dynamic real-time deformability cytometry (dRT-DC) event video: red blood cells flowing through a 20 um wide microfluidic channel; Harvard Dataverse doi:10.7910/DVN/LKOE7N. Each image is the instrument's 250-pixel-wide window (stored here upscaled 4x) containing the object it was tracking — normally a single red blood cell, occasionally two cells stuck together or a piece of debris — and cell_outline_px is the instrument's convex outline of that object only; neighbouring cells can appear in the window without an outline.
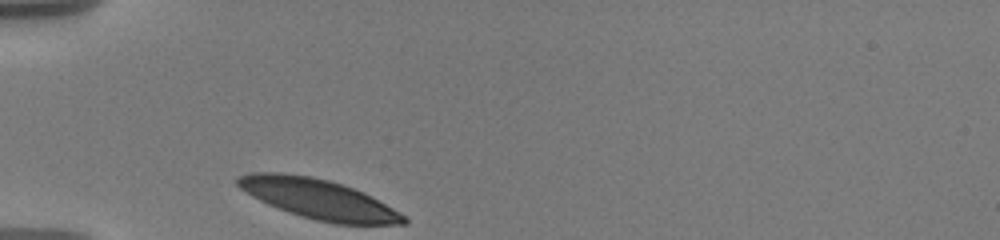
{"species": "human", "species_latin": "Homo sapiens", "temperature_condition": "warm", "stored_images_in_passage": 2, "camera_frame_rate_fps": 3000, "um_per_image_px": 0.085, "donor": {"sex": "male"}, "frame": {"image": 1, "passage_image": 1, "time_ms": 0.0, "image_size_px": [1000, 240], "cell_outline_px": [[408, 224], [336, 224], [316, 220], [300, 216], [288, 212], [268, 204], [252, 196], [240, 188], [236, 184], [236, 176], [248, 172], [280, 172], [312, 176], [344, 184], [364, 192], [372, 196], [408, 216]], "centroid_in_image_um": [27.09, 16.91], "position_along_channel_um": 57.9, "area_um2": 38.9}}